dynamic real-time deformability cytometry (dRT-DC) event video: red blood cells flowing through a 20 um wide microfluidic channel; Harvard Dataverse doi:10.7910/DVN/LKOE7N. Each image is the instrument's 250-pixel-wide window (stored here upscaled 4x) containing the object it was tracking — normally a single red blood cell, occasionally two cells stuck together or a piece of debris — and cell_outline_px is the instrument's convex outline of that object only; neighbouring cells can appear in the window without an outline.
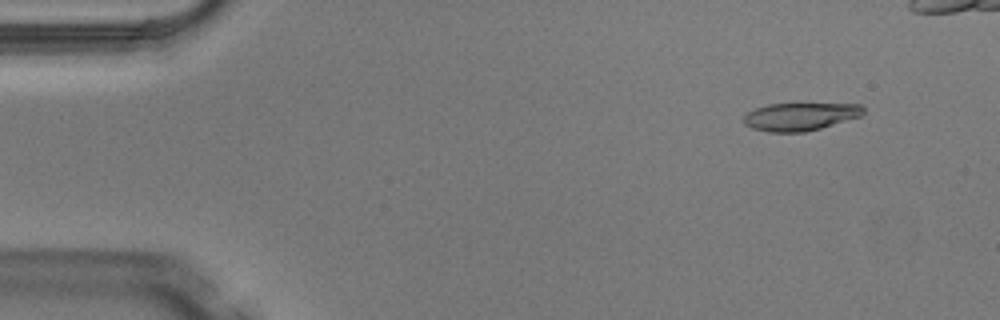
{"species": "Egyptian fruit bat (a non-hibernating species)", "species_latin": "Rousettus aegyptiacus", "temperature_condition": "warm", "stored_images_in_passage": 6, "camera_frame_rate_fps": 3000, "um_per_image_px": 0.085, "animal": {"sex": "male"}, "frame": {"image": 1, "passage_image": 2, "time_ms": 0.333, "image_size_px": [1000, 320], "cell_outline_px": [[864, 112], [860, 116], [820, 128], [804, 132], [768, 132], [752, 128], [744, 124], [744, 116], [748, 112], [756, 108], [768, 104], [860, 104], [864, 108]], "centroid_in_image_um": [67.99, 9.91], "position_along_channel_um": 17.0, "area_um2": 19.19}}